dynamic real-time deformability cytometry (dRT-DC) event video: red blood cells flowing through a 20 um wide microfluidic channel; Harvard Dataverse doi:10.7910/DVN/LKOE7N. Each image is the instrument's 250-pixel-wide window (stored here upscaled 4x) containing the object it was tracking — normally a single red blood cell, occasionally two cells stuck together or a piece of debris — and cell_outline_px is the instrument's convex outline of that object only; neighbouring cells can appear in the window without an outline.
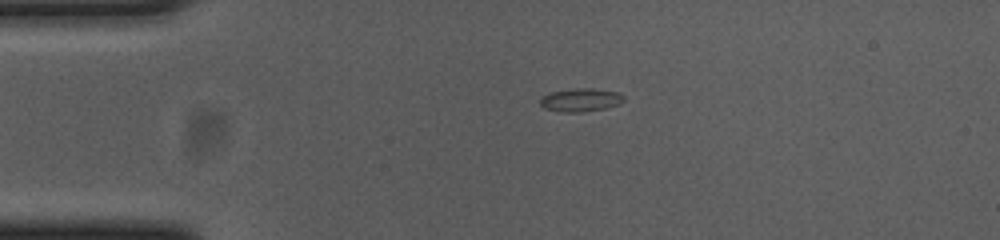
{"species": "common noctule bat (a hibernating species)", "species_latin": "Nyctalus noctula", "temperature_condition": "cold", "stored_images_in_passage": 44, "camera_frame_rate_fps": 3000, "um_per_image_px": 0.085, "animal": {"sex": "female", "body_mass_g": 23.0, "forearm_length_mm": 53.4}, "frame": {"image": 1, "passage_image": 1, "time_ms": 0.0, "image_size_px": [1000, 240], "cell_outline_px": [[624, 100], [620, 104], [604, 108], [580, 112], [560, 112], [544, 108], [540, 104], [540, 100], [544, 96], [552, 92], [572, 88], [592, 88], [616, 92], [624, 96]], "centroid_in_image_um": [49.35, 8.49], "position_along_channel_um": 35.6, "area_um2": 11.21}}
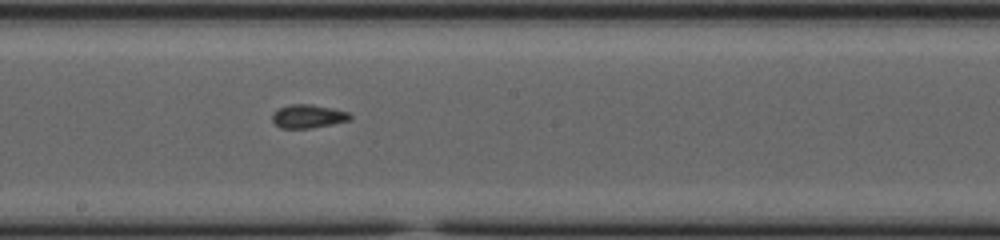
{"frame": {"image": 2, "passage_image": 19, "time_ms": 6.0, "image_size_px": [1000, 240], "cell_outline_px": [[352, 120], [312, 128], [280, 128], [272, 120], [272, 116], [280, 108], [288, 104], [312, 104], [332, 108], [348, 112], [352, 116]], "centroid_in_image_um": [26.23, 9.88], "position_along_channel_um": 222.0, "area_um2": 10.64}}
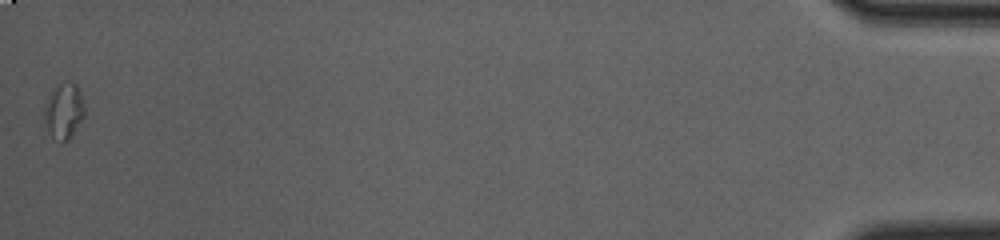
{"frame": {"image": 3, "passage_image": 44, "time_ms": 14.333, "image_size_px": [1000, 240], "cell_outline_px": [[84, 116], [68, 140], [64, 144], [60, 144], [52, 136], [48, 128], [48, 104], [56, 88], [60, 84], [76, 84], [80, 92], [84, 104]], "centroid_in_image_um": [5.53, 9.52], "position_along_channel_um": 429.7, "area_um2": 11.85}, "authors_computed_cell_mechanics": {"area_um2": 10.6352, "velocity_mm_per_s": 3.6861, "shape_relaxation_time_tau1_ms": 3.3619, "shape_relaxation_time_tau2_ms": 2.7491, "deformation_change_tau1": 0.1002, "deformation_change_tau2": 0.0534}}